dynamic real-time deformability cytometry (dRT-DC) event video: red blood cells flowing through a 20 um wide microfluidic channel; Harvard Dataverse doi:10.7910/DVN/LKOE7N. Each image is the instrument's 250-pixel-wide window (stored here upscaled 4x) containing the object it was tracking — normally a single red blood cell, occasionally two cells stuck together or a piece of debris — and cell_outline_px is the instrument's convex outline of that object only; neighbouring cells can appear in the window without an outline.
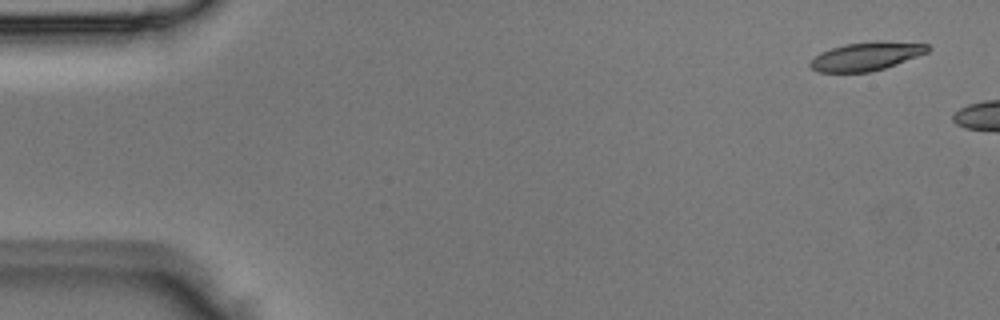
{"species": "Egyptian fruit bat (a non-hibernating species)", "species_latin": "Rousettus aegyptiacus", "temperature_condition": "room temperature", "stored_images_in_passage": 3, "camera_frame_rate_fps": 3000, "um_per_image_px": 0.085, "animal": {"sex": "male"}, "frame": {"image": 1, "passage_image": 1, "time_ms": 0.0, "image_size_px": [1000, 320], "cell_outline_px": [[932, 48], [928, 52], [896, 64], [872, 72], [816, 72], [808, 64], [820, 52], [844, 44], [876, 40], [928, 44]], "centroid_in_image_um": [73.64, 4.77], "position_along_channel_um": 11.4, "area_um2": 19.54}}